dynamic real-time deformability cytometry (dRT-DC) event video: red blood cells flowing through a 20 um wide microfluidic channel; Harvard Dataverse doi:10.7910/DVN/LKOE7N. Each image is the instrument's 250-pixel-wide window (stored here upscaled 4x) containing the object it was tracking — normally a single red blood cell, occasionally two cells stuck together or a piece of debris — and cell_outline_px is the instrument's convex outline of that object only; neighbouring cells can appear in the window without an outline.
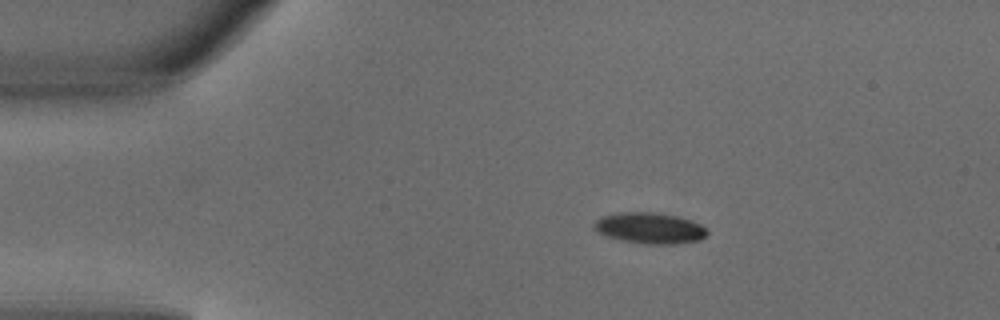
{"species": "common noctule bat (a hibernating species)", "species_latin": "Nyctalus noctula", "temperature_condition": "warm", "stored_images_in_passage": 2, "camera_frame_rate_fps": 3000, "um_per_image_px": 0.085, "animal": {"sex": "male", "body_mass_g": 18.8}, "frame": {"image": 1, "passage_image": 1, "time_ms": 0.0, "image_size_px": [1000, 320], "cell_outline_px": [[708, 232], [700, 240], [676, 244], [648, 244], [624, 240], [608, 236], [596, 232], [592, 228], [592, 224], [600, 216], [616, 212], [656, 212], [676, 216], [692, 220], [700, 224]], "centroid_in_image_um": [55.18, 19.37], "position_along_channel_um": 29.8, "area_um2": 20.52}}